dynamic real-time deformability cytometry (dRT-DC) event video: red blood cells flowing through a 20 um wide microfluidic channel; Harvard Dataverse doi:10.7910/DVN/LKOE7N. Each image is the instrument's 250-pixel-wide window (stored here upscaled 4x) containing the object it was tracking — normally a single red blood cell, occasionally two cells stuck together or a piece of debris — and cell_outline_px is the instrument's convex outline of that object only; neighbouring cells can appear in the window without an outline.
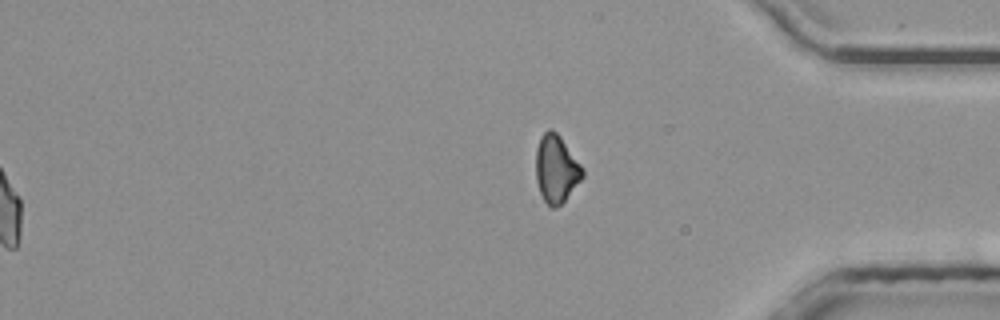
{"species": "common noctule bat (a hibernating species)", "species_latin": "Nyctalus noctula", "temperature_condition": "room temperature", "stored_images_in_passage": 54, "segment_of_instrument_passage": [2, 2], "camera_frame_rate_fps": 3000, "um_per_image_px": 0.085, "animal": {"sex": "male", "body_mass_g": 20.4}, "frame": {"image": 1, "passage_image": 54, "time_ms": 17.667, "image_size_px": [1000, 320], "cell_outline_px": [[584, 176], [564, 200], [556, 208], [552, 208], [544, 200], [540, 192], [536, 180], [536, 148], [540, 136], [548, 128], [552, 128], [560, 136], [584, 168]], "centroid_in_image_um": [47.27, 14.32], "position_along_channel_um": 387.9, "area_um2": 18.38}}